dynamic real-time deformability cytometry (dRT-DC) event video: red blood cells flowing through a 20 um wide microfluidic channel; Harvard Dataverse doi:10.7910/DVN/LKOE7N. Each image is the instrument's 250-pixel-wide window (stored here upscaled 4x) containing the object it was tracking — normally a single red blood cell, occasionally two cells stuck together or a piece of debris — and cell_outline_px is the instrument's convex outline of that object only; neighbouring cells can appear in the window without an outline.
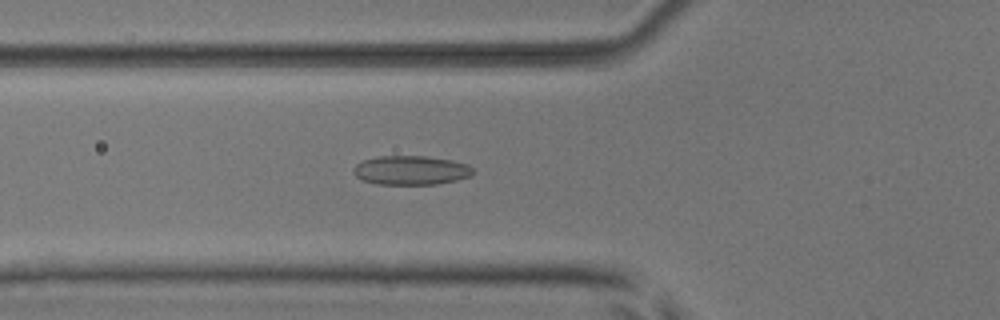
{"species": "common noctule bat (a hibernating species)", "species_latin": "Nyctalus noctula", "temperature_condition": "room temperature", "stored_images_in_passage": 49, "camera_frame_rate_fps": 3000, "um_per_image_px": 0.085, "animal": {"sex": "male", "body_mass_g": 17.9, "forearm_length_mm": 54.2}, "frame": {"image": 1, "passage_image": 19, "time_ms": 6.0, "image_size_px": [1000, 320], "cell_outline_px": [[476, 172], [468, 176], [456, 180], [436, 184], [376, 184], [360, 180], [352, 172], [352, 168], [356, 164], [364, 160], [380, 156], [428, 156], [452, 160], [468, 164]], "centroid_in_image_um": [34.91, 14.47], "position_along_channel_um": 90.9, "area_um2": 20.4}}
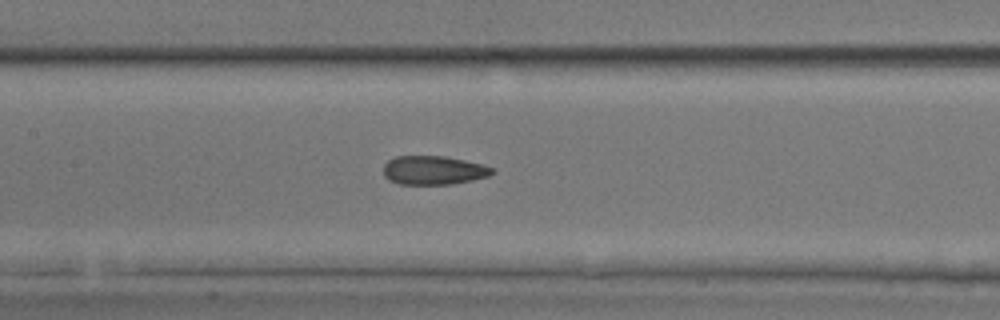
{"frame": {"image": 2, "passage_image": 25, "time_ms": 8.0, "image_size_px": [1000, 320], "cell_outline_px": [[496, 172], [488, 176], [472, 180], [452, 184], [400, 184], [388, 180], [384, 176], [384, 164], [388, 160], [396, 156], [444, 156], [484, 164], [492, 168]], "centroid_in_image_um": [36.85, 14.47], "position_along_channel_um": 170.5, "area_um2": 18.32}}
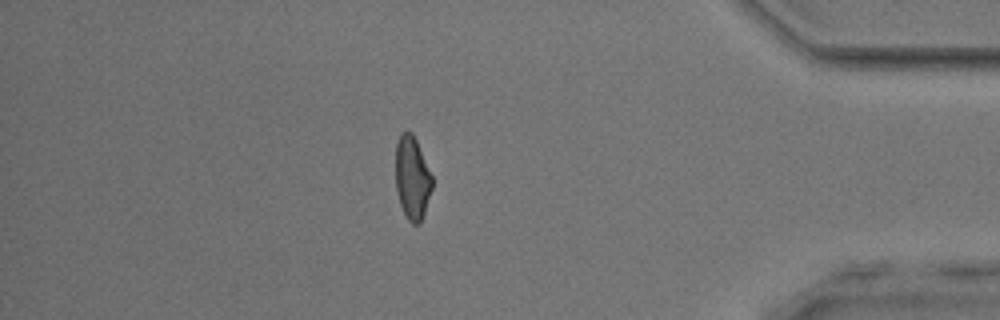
{"frame": {"image": 3, "passage_image": 45, "time_ms": 14.667, "image_size_px": [1000, 320], "cell_outline_px": [[432, 188], [420, 224], [412, 224], [408, 220], [400, 204], [396, 188], [396, 144], [400, 132], [412, 132], [416, 140], [432, 176]], "centroid_in_image_um": [35.03, 15.11], "position_along_channel_um": 400.2, "area_um2": 17.51}}